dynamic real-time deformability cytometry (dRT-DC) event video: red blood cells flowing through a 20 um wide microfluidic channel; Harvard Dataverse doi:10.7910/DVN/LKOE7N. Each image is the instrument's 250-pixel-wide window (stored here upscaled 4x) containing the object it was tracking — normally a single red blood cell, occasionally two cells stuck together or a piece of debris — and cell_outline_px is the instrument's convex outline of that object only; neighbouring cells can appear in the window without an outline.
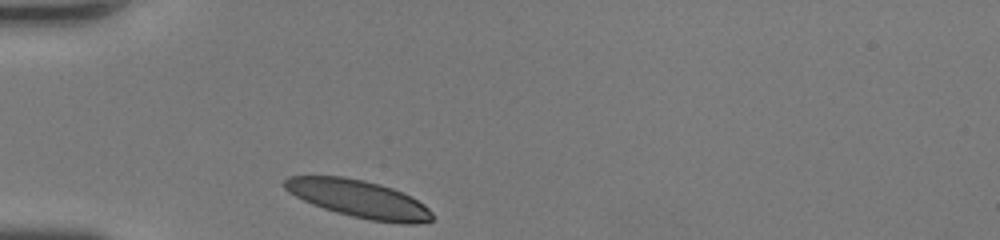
{"species": "human", "species_latin": "Homo sapiens", "temperature_condition": "room temperature", "stored_images_in_passage": 26, "camera_frame_rate_fps": 3000, "um_per_image_px": 0.085, "donor": {"sex": "female"}, "frame": {"image": 1, "passage_image": 1, "time_ms": 0.0, "image_size_px": [1000, 240], "cell_outline_px": [[432, 220], [416, 224], [404, 224], [372, 220], [352, 216], [336, 212], [312, 204], [288, 192], [284, 188], [284, 180], [288, 176], [344, 176], [364, 180], [380, 184], [392, 188], [412, 196], [424, 204], [432, 212]], "centroid_in_image_um": [30.51, 16.89], "position_along_channel_um": 54.5, "area_um2": 32.19}}
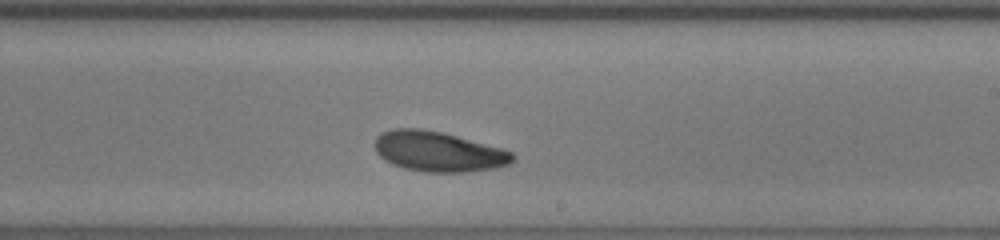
{"frame": {"image": 2, "passage_image": 16, "time_ms": 5.0, "image_size_px": [1000, 240], "cell_outline_px": [[516, 156], [508, 164], [492, 168], [468, 172], [424, 172], [404, 168], [392, 164], [384, 160], [376, 152], [376, 136], [392, 128], [420, 128], [440, 132], [456, 136], [500, 148], [512, 152]], "centroid_in_image_um": [37.22, 12.89], "position_along_channel_um": 251.8, "area_um2": 31.91}}
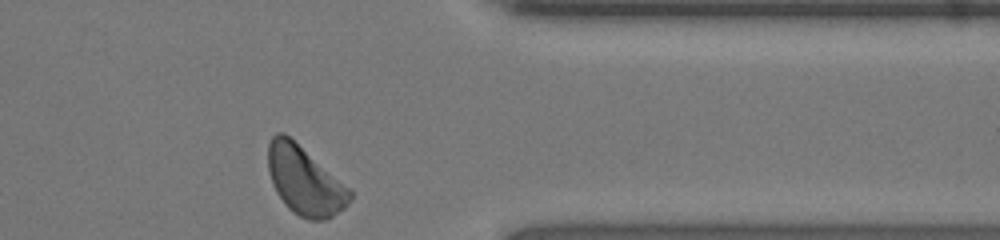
{"frame": {"image": 3, "passage_image": 26, "time_ms": 8.333, "image_size_px": [1000, 240], "cell_outline_px": [[352, 200], [344, 208], [332, 216], [324, 220], [308, 220], [292, 212], [284, 204], [276, 192], [272, 184], [268, 172], [268, 144], [272, 136], [276, 132], [284, 132], [348, 188], [352, 192]], "centroid_in_image_um": [25.86, 15.38], "position_along_channel_um": 385.5, "area_um2": 32.19}, "authors_computed_cell_mechanics": {"area_um2": 32.2813, "velocity_mm_per_s": 4.2685, "shape_relaxation_time_tau1_ms": 3.3562, "shape_relaxation_time_tau2_ms": 8.0537, "deformation_change_tau1": 0.1268, "deformation_change_tau2": 0.1685}}